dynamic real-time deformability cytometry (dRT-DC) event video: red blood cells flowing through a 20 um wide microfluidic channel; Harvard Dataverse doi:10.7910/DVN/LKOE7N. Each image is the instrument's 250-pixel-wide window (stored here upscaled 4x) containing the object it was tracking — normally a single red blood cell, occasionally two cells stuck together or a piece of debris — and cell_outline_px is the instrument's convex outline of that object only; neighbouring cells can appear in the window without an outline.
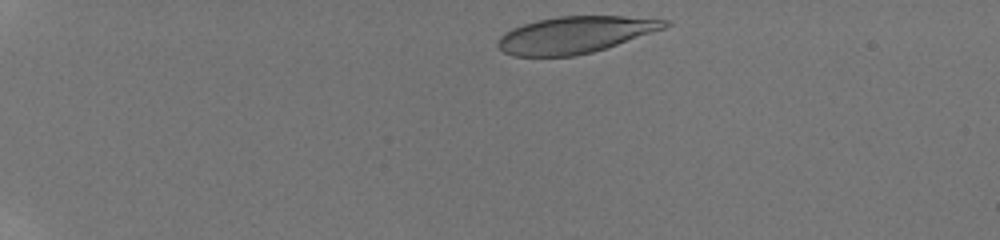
{"species": "human", "species_latin": "Homo sapiens", "temperature_condition": "room temperature", "stored_images_in_passage": 30, "camera_frame_rate_fps": 3000, "um_per_image_px": 0.085, "donor": {"sex": "male"}, "frame": {"image": 1, "passage_image": 3, "time_ms": 0.333, "image_size_px": [1000, 240], "cell_outline_px": [[672, 24], [664, 28], [592, 52], [576, 56], [512, 56], [504, 52], [496, 44], [496, 40], [504, 32], [512, 28], [536, 20], [560, 16], [624, 16], [668, 20]], "centroid_in_image_um": [48.83, 2.95], "position_along_channel_um": 36.2, "area_um2": 35.49}}
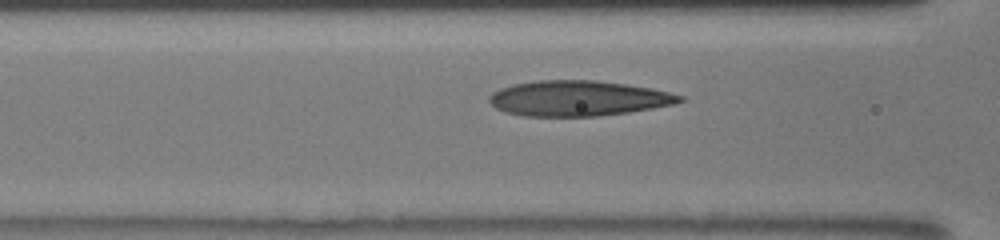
{"frame": {"image": 2, "passage_image": 18, "time_ms": 4.667, "image_size_px": [1000, 240], "cell_outline_px": [[684, 100], [672, 104], [652, 108], [628, 112], [596, 116], [524, 116], [504, 112], [496, 108], [488, 100], [488, 96], [492, 92], [500, 88], [512, 84], [536, 80], [596, 80], [652, 88], [684, 96]], "centroid_in_image_um": [49.09, 8.35], "position_along_channel_um": 117.5, "area_um2": 39.25}}
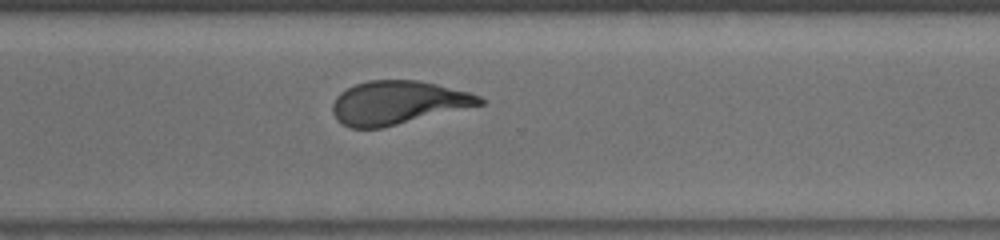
{"frame": {"image": 3, "passage_image": 30, "time_ms": 10.0, "image_size_px": [1000, 240], "cell_outline_px": [[484, 104], [380, 128], [352, 128], [336, 120], [332, 112], [332, 104], [336, 96], [340, 92], [356, 84], [368, 80], [420, 80], [468, 92], [480, 96], [484, 100]], "centroid_in_image_um": [33.78, 8.72], "position_along_channel_um": 336.8, "area_um2": 36.99}}